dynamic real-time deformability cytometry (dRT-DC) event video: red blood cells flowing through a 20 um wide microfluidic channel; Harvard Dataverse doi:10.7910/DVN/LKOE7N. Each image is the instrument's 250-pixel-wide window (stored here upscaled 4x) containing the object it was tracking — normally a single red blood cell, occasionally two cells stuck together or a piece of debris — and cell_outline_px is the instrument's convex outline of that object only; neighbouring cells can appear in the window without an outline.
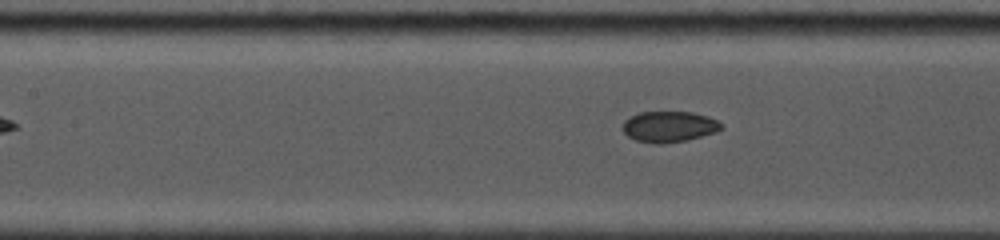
{"species": "common noctule bat (a hibernating species)", "species_latin": "Nyctalus noctula", "temperature_condition": "cold", "stored_images_in_passage": 10, "segment_of_instrument_passage": [2, 2], "camera_frame_rate_fps": 5000, "um_per_image_px": 0.085, "animal": {"sex": "female", "body_mass_g": 19.0, "forearm_length_mm": 53.3}, "frame": {"image": 1, "passage_image": 10, "time_ms": 6.0, "image_size_px": [1000, 240], "cell_outline_px": [[724, 128], [716, 132], [684, 140], [660, 144], [656, 144], [636, 140], [628, 136], [620, 128], [624, 120], [640, 112], [692, 112], [708, 116], [724, 124]], "centroid_in_image_um": [56.87, 10.76], "position_along_channel_um": 150.5, "area_um2": 17.74}}